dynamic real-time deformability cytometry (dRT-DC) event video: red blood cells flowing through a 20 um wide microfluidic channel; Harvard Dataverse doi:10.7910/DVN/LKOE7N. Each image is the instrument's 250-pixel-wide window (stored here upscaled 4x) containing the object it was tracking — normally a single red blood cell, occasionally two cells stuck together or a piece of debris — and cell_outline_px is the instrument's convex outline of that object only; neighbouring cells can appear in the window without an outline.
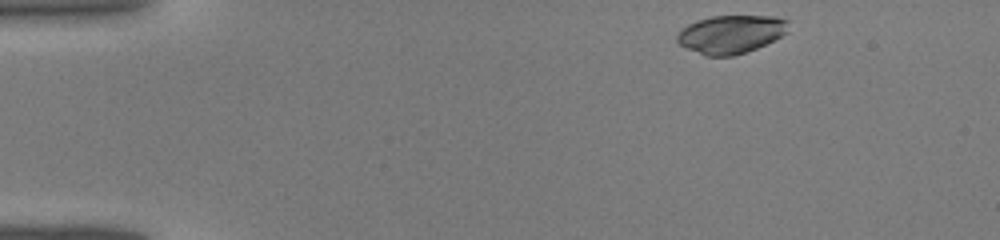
{"species": "common noctule bat (a hibernating species)", "species_latin": "Nyctalus noctula", "temperature_condition": "warm", "stored_images_in_passage": 38, "camera_frame_rate_fps": 3000, "um_per_image_px": 0.085, "animal": {"sex": "male", "body_mass_g": 19.0, "forearm_length_mm": 50.8}, "frame": {"image": 1, "passage_image": 1, "time_ms": 0.0, "image_size_px": [1000, 240], "cell_outline_px": [[788, 32], [756, 48], [732, 56], [704, 56], [680, 44], [676, 40], [676, 36], [688, 24], [696, 20], [712, 16], [776, 16], [788, 20]], "centroid_in_image_um": [62.13, 2.9], "position_along_channel_um": 22.9, "area_um2": 24.57}}
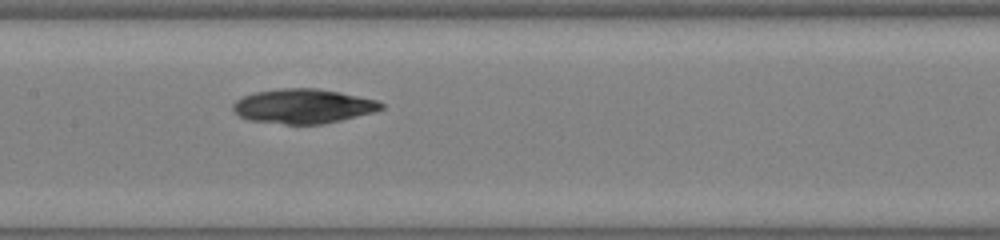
{"frame": {"image": 2, "passage_image": 17, "time_ms": 5.333, "image_size_px": [1000, 240], "cell_outline_px": [[384, 108], [372, 112], [324, 124], [284, 124], [248, 120], [240, 116], [232, 108], [232, 104], [236, 100], [244, 96], [256, 92], [280, 88], [316, 88], [340, 92], [376, 100], [384, 104]], "centroid_in_image_um": [25.75, 9.02], "position_along_channel_um": 181.6, "area_um2": 29.59}}
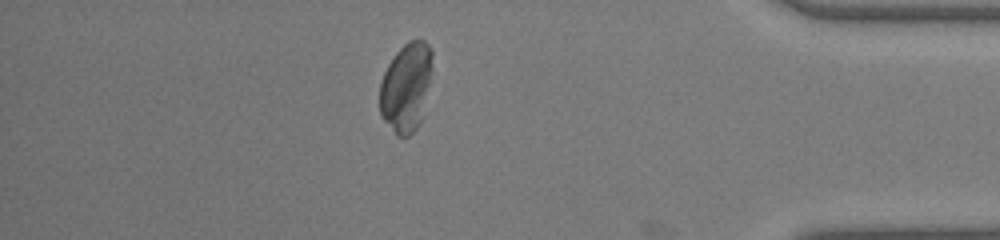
{"frame": {"image": 3, "passage_image": 33, "time_ms": 10.667, "image_size_px": [1000, 240], "cell_outline_px": [[432, 68], [424, 116], [416, 128], [408, 136], [396, 136], [380, 116], [380, 80], [388, 64], [396, 52], [408, 40], [424, 40], [432, 48]], "centroid_in_image_um": [34.53, 7.42], "position_along_channel_um": 400.7, "area_um2": 27.69}}